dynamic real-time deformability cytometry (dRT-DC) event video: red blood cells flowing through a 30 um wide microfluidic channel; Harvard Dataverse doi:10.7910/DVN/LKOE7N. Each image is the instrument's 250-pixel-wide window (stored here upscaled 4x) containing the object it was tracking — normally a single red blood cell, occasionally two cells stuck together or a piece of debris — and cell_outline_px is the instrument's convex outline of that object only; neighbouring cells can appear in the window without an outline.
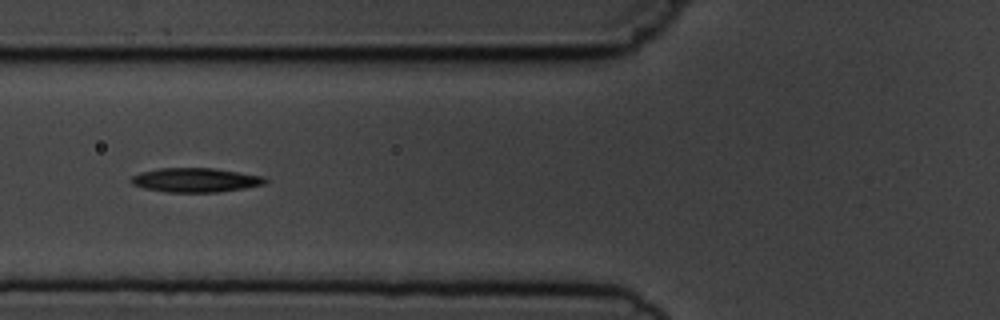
{"species": "common noctule bat (a hibernating species)", "species_latin": "Nyctalus noctula", "temperature_condition": "cold", "stored_images_in_passage": 8, "camera_frame_rate_fps": 3000, "um_per_image_px": 0.085, "animal": {"sex": "male", "body_mass_g": 19.5, "forearm_length_mm": 54.6}, "frame": {"image": 1, "passage_image": 6, "time_ms": 5.667, "image_size_px": [1000, 320], "cell_outline_px": [[268, 180], [264, 184], [244, 188], [216, 192], [164, 192], [144, 188], [132, 184], [128, 180], [132, 176], [140, 172], [160, 168], [212, 168], [264, 176]], "centroid_in_image_um": [16.58, 15.3], "position_along_channel_um": 109.2, "area_um2": 18.9}}
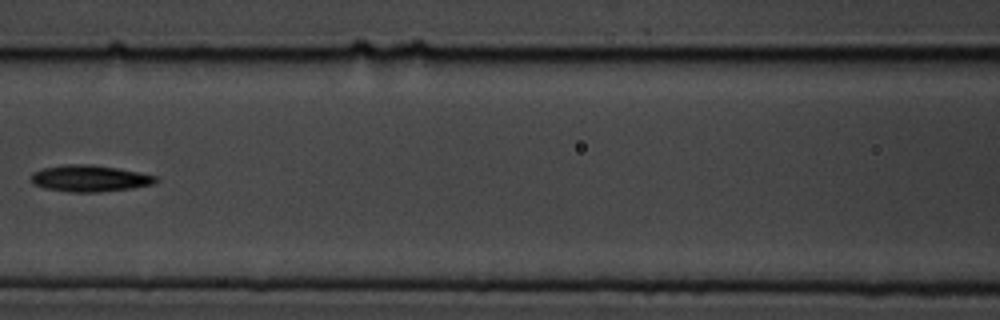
{"frame": {"image": 2, "passage_image": 7, "time_ms": 7.0, "image_size_px": [1000, 320], "cell_outline_px": [[156, 180], [152, 184], [132, 188], [96, 192], [72, 192], [44, 188], [32, 184], [32, 172], [44, 168], [64, 164], [92, 164], [116, 168], [156, 176]], "centroid_in_image_um": [7.56, 15.16], "position_along_channel_um": 159.0, "area_um2": 19.02}}
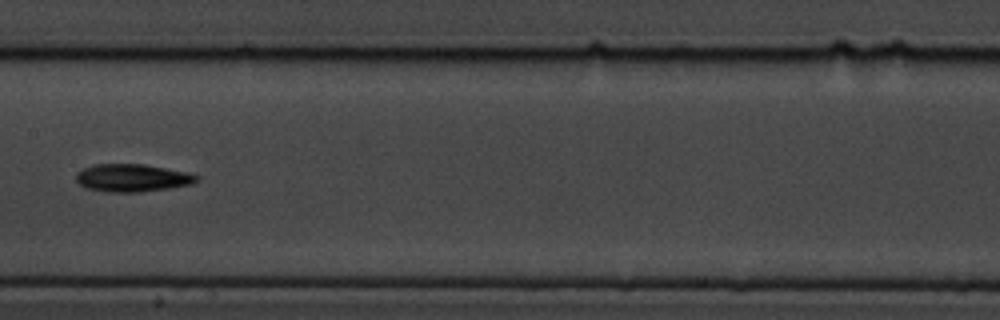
{"frame": {"image": 3, "passage_image": 8, "time_ms": 8.0, "image_size_px": [1000, 320], "cell_outline_px": [[200, 180], [192, 184], [168, 188], [140, 192], [108, 192], [88, 188], [80, 184], [76, 180], [76, 172], [92, 164], [144, 164], [188, 172], [200, 176]], "centroid_in_image_um": [11.27, 15.11], "position_along_channel_um": 196.1, "area_um2": 19.54}}